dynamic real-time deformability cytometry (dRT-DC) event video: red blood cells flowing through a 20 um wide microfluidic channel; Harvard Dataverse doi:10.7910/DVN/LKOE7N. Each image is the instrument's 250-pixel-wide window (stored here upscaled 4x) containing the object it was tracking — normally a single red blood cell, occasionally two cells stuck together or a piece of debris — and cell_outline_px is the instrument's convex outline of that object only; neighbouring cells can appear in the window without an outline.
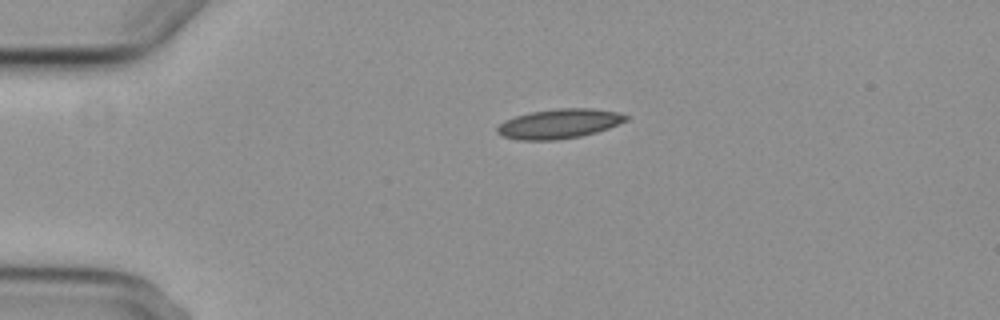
{"species": "common noctule bat (a hibernating species)", "species_latin": "Nyctalus noctula", "temperature_condition": "cold", "stored_images_in_passage": 2, "camera_frame_rate_fps": 3000, "um_per_image_px": 0.085, "animal": {"sex": "female", "body_mass_g": 29.2, "forearm_length_mm": 56.3}, "frame": {"image": 1, "passage_image": 1, "time_ms": 0.0, "image_size_px": [1000, 320], "cell_outline_px": [[628, 120], [608, 128], [596, 132], [580, 136], [556, 140], [520, 140], [504, 136], [496, 132], [496, 128], [504, 120], [516, 116], [532, 112], [556, 108], [592, 108], [616, 112], [628, 116]], "centroid_in_image_um": [47.52, 10.51], "position_along_channel_um": 37.5, "area_um2": 22.02}}